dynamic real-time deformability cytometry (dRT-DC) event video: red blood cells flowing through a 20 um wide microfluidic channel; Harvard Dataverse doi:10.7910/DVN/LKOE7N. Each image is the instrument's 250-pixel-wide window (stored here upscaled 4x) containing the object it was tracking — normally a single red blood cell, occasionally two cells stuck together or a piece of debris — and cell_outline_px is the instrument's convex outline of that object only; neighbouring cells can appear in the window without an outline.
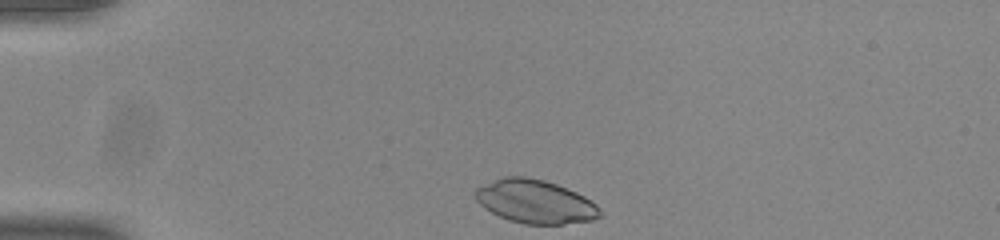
{"species": "common noctule bat (a hibernating species)", "species_latin": "Nyctalus noctula", "temperature_condition": "room temperature", "stored_images_in_passage": 33, "camera_frame_rate_fps": 3000, "um_per_image_px": 0.085, "animal": {"sex": "male", "body_mass_g": 20.0, "forearm_length_mm": 53.3}, "frame": {"image": 1, "passage_image": 1, "time_ms": 0.0, "image_size_px": [1000, 240], "cell_outline_px": [[604, 216], [592, 220], [564, 224], [524, 224], [508, 220], [484, 208], [476, 200], [472, 192], [476, 188], [504, 176], [524, 176], [544, 180], [556, 184], [576, 192], [584, 196], [596, 204], [604, 212]], "centroid_in_image_um": [45.51, 17.14], "position_along_channel_um": 39.5, "area_um2": 31.79}}
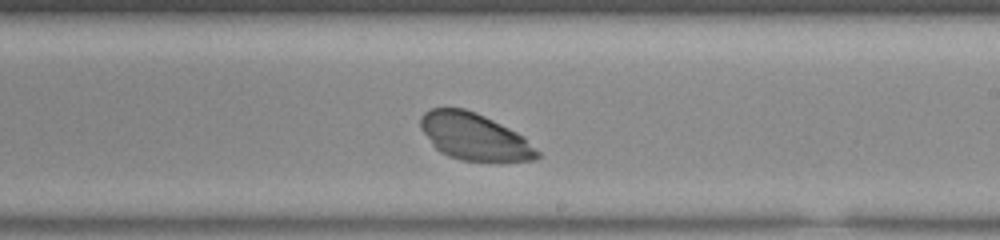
{"frame": {"image": 2, "passage_image": 21, "time_ms": 6.667, "image_size_px": [1000, 240], "cell_outline_px": [[540, 156], [536, 160], [460, 160], [448, 156], [440, 152], [432, 144], [420, 128], [420, 116], [428, 108], [464, 108], [476, 112], [524, 136], [540, 152]], "centroid_in_image_um": [40.29, 11.6], "position_along_channel_um": 248.7, "area_um2": 31.62}}
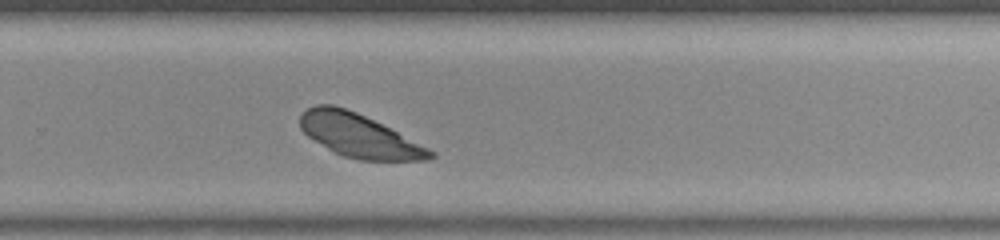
{"frame": {"image": 3, "passage_image": 25, "time_ms": 8.0, "image_size_px": [1000, 240], "cell_outline_px": [[436, 156], [428, 160], [360, 160], [344, 156], [328, 148], [308, 136], [300, 128], [300, 116], [308, 108], [316, 104], [332, 104], [356, 112], [436, 152]], "centroid_in_image_um": [30.51, 11.53], "position_along_channel_um": 299.3, "area_um2": 32.08}}